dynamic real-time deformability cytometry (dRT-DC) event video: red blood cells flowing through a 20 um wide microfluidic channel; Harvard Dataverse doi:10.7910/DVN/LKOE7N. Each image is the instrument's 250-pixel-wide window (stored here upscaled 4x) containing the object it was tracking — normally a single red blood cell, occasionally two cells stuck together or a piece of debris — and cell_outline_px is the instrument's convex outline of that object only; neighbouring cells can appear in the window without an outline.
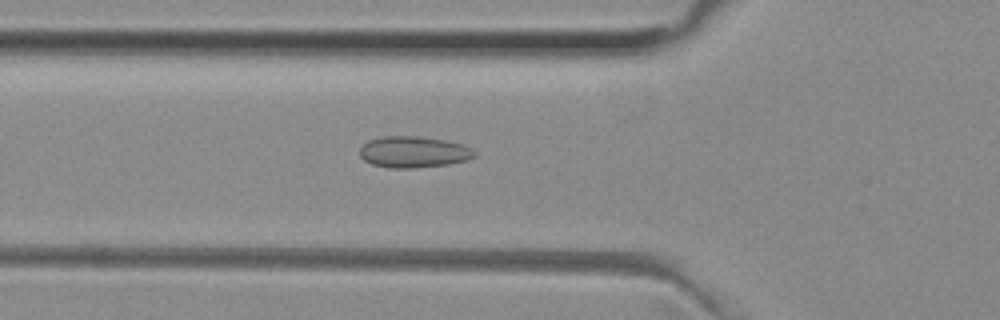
{"species": "common noctule bat (a hibernating species)", "species_latin": "Nyctalus noctula", "temperature_condition": "room temperature", "stored_images_in_passage": 43, "camera_frame_rate_fps": 3000, "um_per_image_px": 0.085, "animal": {"sex": "female", "body_mass_g": 29.2, "forearm_length_mm": 56.3}, "frame": {"image": 1, "passage_image": 10, "time_ms": 3.0, "image_size_px": [1000, 320], "cell_outline_px": [[476, 156], [464, 160], [448, 164], [416, 168], [388, 168], [372, 164], [364, 160], [360, 156], [360, 148], [368, 140], [384, 136], [416, 136], [444, 140], [464, 144], [472, 148], [476, 152]], "centroid_in_image_um": [35.15, 12.92], "position_along_channel_um": 90.6, "area_um2": 20.98}}
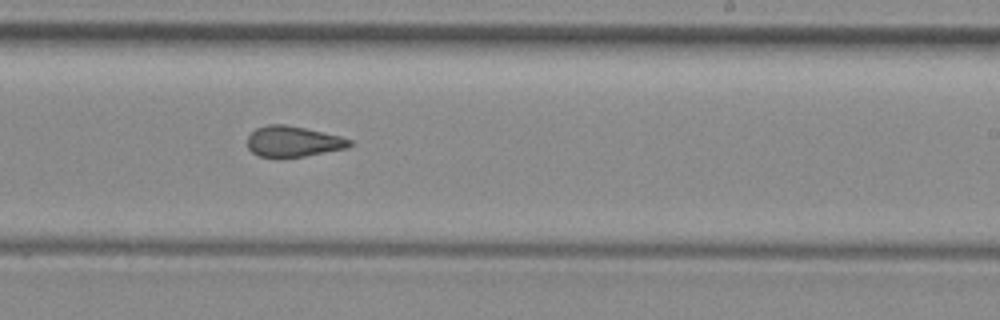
{"frame": {"image": 2, "passage_image": 23, "time_ms": 7.333, "image_size_px": [1000, 320], "cell_outline_px": [[352, 144], [348, 148], [304, 156], [280, 160], [276, 160], [256, 156], [248, 148], [248, 136], [256, 128], [268, 124], [284, 124], [304, 128], [340, 136], [352, 140]], "centroid_in_image_um": [24.87, 12.07], "position_along_channel_um": 264.1, "area_um2": 18.79}}
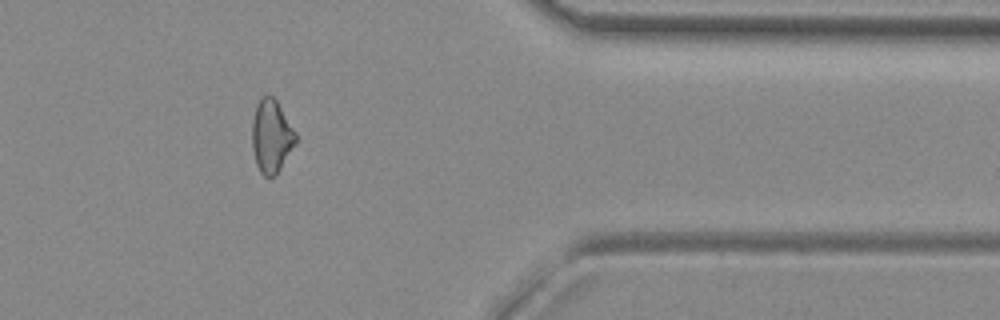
{"frame": {"image": 3, "passage_image": 34, "time_ms": 11.0, "image_size_px": [1000, 320], "cell_outline_px": [[296, 144], [276, 176], [264, 176], [260, 172], [256, 164], [252, 148], [252, 120], [256, 104], [260, 96], [268, 92], [276, 100], [296, 132]], "centroid_in_image_um": [23.06, 11.56], "position_along_channel_um": 388.3, "area_um2": 18.9}, "authors_computed_cell_mechanics": {"area_um2": 19.0162, "velocity_mm_per_s": 3.9927, "shape_relaxation_time_tau1_ms": null, "shape_relaxation_time_tau2_ms": 2.3446, "deformation_change_tau1": null, "deformation_change_tau2": 0.0931}}